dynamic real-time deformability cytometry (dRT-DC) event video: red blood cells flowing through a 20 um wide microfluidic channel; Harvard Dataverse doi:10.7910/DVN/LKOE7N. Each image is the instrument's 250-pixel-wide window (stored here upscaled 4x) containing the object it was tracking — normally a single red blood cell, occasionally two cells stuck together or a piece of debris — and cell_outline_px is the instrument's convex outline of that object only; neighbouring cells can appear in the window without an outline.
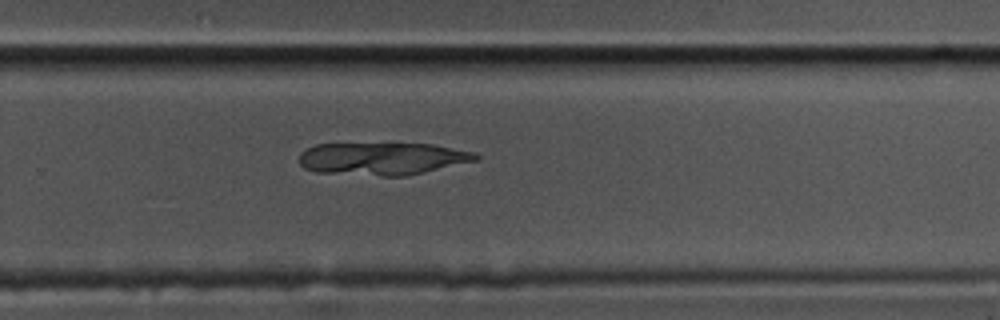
{"species": "common noctule bat (a hibernating species)", "species_latin": "Nyctalus noctula", "temperature_condition": "cold", "stored_images_in_passage": 26, "camera_frame_rate_fps": 3000, "um_per_image_px": 0.085, "animal": {"sex": "male", "body_mass_g": 17.5, "forearm_length_mm": 52.3}, "frame": {"image": 1, "passage_image": 22, "time_ms": 7.0, "image_size_px": [1000, 320], "cell_outline_px": [[480, 160], [404, 176], [380, 176], [316, 172], [304, 168], [300, 164], [300, 152], [316, 144], [432, 144], [476, 152], [480, 156]], "centroid_in_image_um": [32.53, 13.49], "position_along_channel_um": 297.3, "area_um2": 33.47}}